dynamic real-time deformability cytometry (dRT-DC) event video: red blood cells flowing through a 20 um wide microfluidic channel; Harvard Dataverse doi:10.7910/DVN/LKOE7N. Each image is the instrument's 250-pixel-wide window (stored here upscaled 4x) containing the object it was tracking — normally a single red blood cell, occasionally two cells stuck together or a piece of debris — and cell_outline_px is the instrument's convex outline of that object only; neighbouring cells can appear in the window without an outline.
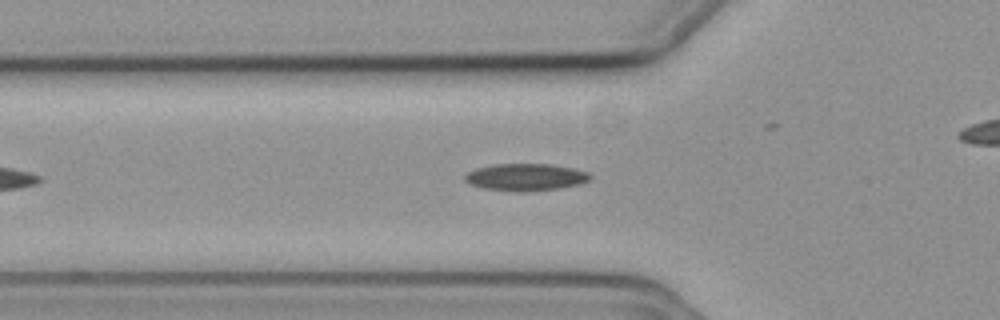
{"species": "common noctule bat (a hibernating species)", "species_latin": "Nyctalus noctula", "temperature_condition": "cold", "stored_images_in_passage": 38, "camera_frame_rate_fps": 3000, "um_per_image_px": 0.085, "animal": {"sex": "female", "body_mass_g": 19.3, "forearm_length_mm": 54.1}, "frame": {"image": 1, "passage_image": 10, "time_ms": 3.0, "image_size_px": [1000, 320], "cell_outline_px": [[592, 176], [588, 180], [580, 184], [560, 188], [524, 192], [516, 192], [484, 188], [468, 184], [464, 180], [464, 176], [468, 172], [476, 168], [492, 164], [552, 164], [572, 168], [588, 172]], "centroid_in_image_um": [44.66, 15.06], "position_along_channel_um": 81.1, "area_um2": 19.94}}
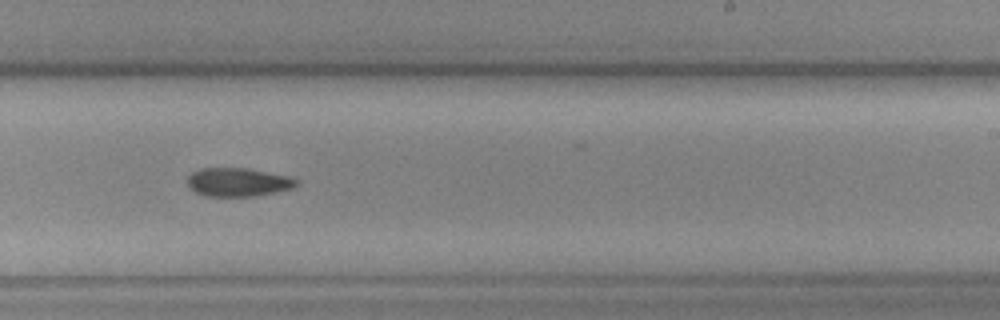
{"frame": {"image": 2, "passage_image": 25, "time_ms": 8.0, "image_size_px": [1000, 320], "cell_outline_px": [[300, 180], [292, 188], [256, 196], [204, 196], [196, 192], [188, 184], [188, 176], [192, 172], [200, 168], [244, 168], [292, 176]], "centroid_in_image_um": [20.25, 15.48], "position_along_channel_um": 268.7, "area_um2": 18.09}}
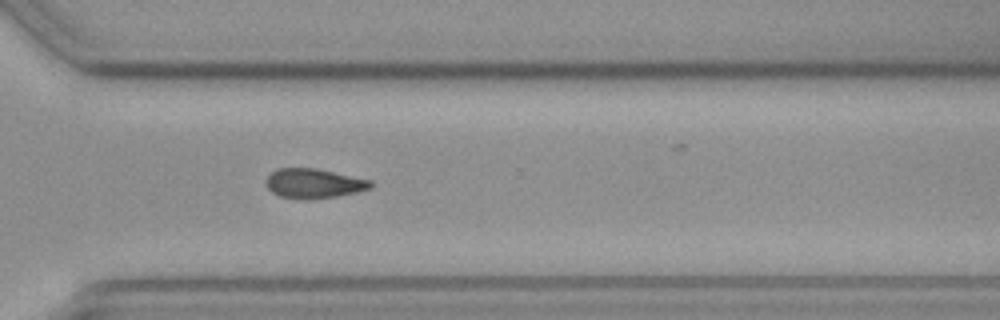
{"frame": {"image": 3, "passage_image": 31, "time_ms": 10.0, "image_size_px": [1000, 320], "cell_outline_px": [[372, 188], [356, 192], [336, 196], [312, 200], [304, 200], [280, 196], [272, 192], [268, 188], [268, 176], [276, 168], [316, 168], [372, 180]], "centroid_in_image_um": [26.7, 15.6], "position_along_channel_um": 343.9, "area_um2": 18.03}}